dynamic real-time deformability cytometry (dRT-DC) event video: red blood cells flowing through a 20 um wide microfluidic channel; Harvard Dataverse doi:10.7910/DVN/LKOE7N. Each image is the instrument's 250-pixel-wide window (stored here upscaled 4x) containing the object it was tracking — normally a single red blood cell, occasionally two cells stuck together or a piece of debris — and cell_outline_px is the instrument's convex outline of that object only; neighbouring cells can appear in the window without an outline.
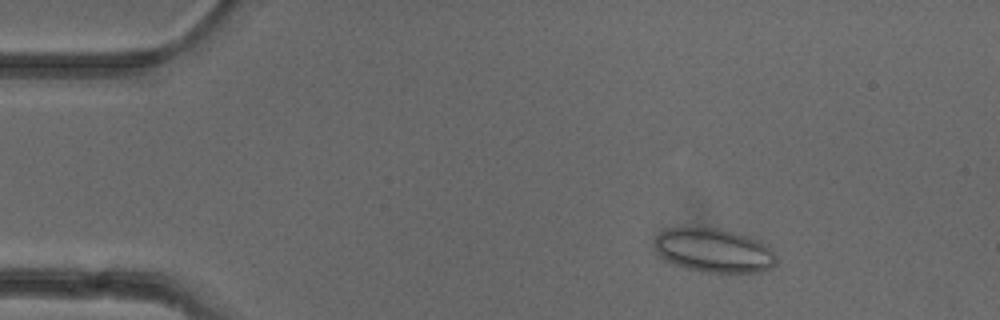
{"species": "common noctule bat (a hibernating species)", "species_latin": "Nyctalus noctula", "temperature_condition": "cold", "stored_images_in_passage": 52, "camera_frame_rate_fps": 3000, "um_per_image_px": 0.085, "animal": {"sex": "female"}, "frame": {"image": 1, "passage_image": 8, "time_ms": 2.333, "image_size_px": [1000, 320], "cell_outline_px": [[776, 264], [772, 268], [760, 272], [704, 272], [688, 268], [668, 260], [656, 248], [656, 236], [660, 232], [668, 228], [684, 224], [716, 228], [748, 236], [760, 240], [776, 256]], "centroid_in_image_um": [60.69, 21.24], "position_along_channel_um": 24.3, "area_um2": 31.15}}
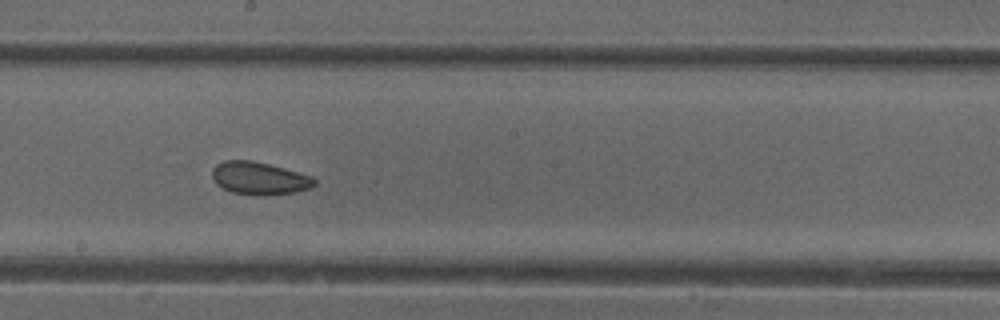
{"frame": {"image": 2, "passage_image": 29, "time_ms": 9.333, "image_size_px": [1000, 320], "cell_outline_px": [[316, 184], [312, 188], [296, 192], [256, 196], [232, 192], [216, 184], [212, 180], [212, 168], [216, 164], [224, 160], [252, 160], [284, 168], [312, 176], [316, 180]], "centroid_in_image_um": [22.03, 15.15], "position_along_channel_um": 226.2, "area_um2": 19.65}}
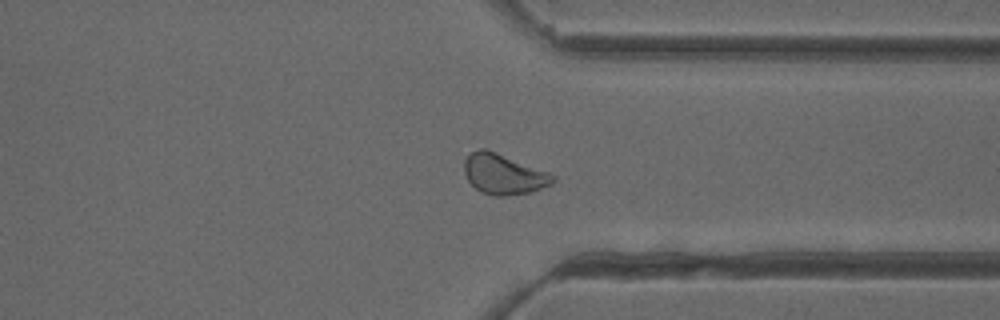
{"frame": {"image": 3, "passage_image": 40, "time_ms": 13.0, "image_size_px": [1000, 320], "cell_outline_px": [[556, 180], [552, 184], [528, 192], [504, 196], [492, 196], [480, 192], [468, 180], [464, 172], [464, 160], [472, 152], [480, 148], [484, 148], [496, 152], [548, 172], [556, 176]], "centroid_in_image_um": [42.79, 14.81], "position_along_channel_um": 368.6, "area_um2": 20.63}, "authors_computed_cell_mechanics": {"area_um2": 21.097, "velocity_mm_per_s": 3.9083, "shape_relaxation_time_tau1_ms": 7.3417, "shape_relaxation_time_tau2_ms": 1.691, "deformation_change_tau1": 0.059, "deformation_change_tau2": 0.059}}